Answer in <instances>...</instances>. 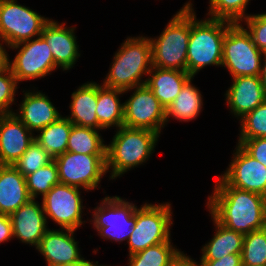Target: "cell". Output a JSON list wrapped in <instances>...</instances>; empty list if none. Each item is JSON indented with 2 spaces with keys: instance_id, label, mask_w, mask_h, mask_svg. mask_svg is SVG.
<instances>
[{
  "instance_id": "2e32d148",
  "label": "cell",
  "mask_w": 266,
  "mask_h": 266,
  "mask_svg": "<svg viewBox=\"0 0 266 266\" xmlns=\"http://www.w3.org/2000/svg\"><path fill=\"white\" fill-rule=\"evenodd\" d=\"M9 217L12 224L13 237L19 240V243L33 246L36 249L49 229L42 202L39 203L37 199H31Z\"/></svg>"
},
{
  "instance_id": "7bdbcfd3",
  "label": "cell",
  "mask_w": 266,
  "mask_h": 266,
  "mask_svg": "<svg viewBox=\"0 0 266 266\" xmlns=\"http://www.w3.org/2000/svg\"><path fill=\"white\" fill-rule=\"evenodd\" d=\"M260 79H261L262 84L264 85V87L266 89V52L263 53V56H262Z\"/></svg>"
},
{
  "instance_id": "74e56055",
  "label": "cell",
  "mask_w": 266,
  "mask_h": 266,
  "mask_svg": "<svg viewBox=\"0 0 266 266\" xmlns=\"http://www.w3.org/2000/svg\"><path fill=\"white\" fill-rule=\"evenodd\" d=\"M204 266H241V253L229 254L215 261H202Z\"/></svg>"
},
{
  "instance_id": "ac0fdd59",
  "label": "cell",
  "mask_w": 266,
  "mask_h": 266,
  "mask_svg": "<svg viewBox=\"0 0 266 266\" xmlns=\"http://www.w3.org/2000/svg\"><path fill=\"white\" fill-rule=\"evenodd\" d=\"M76 230L49 228L35 249L43 256L46 266H58L82 260L78 241L75 240Z\"/></svg>"
},
{
  "instance_id": "8d00e7d4",
  "label": "cell",
  "mask_w": 266,
  "mask_h": 266,
  "mask_svg": "<svg viewBox=\"0 0 266 266\" xmlns=\"http://www.w3.org/2000/svg\"><path fill=\"white\" fill-rule=\"evenodd\" d=\"M236 143L254 159L266 166V137L238 140Z\"/></svg>"
},
{
  "instance_id": "d4e9b609",
  "label": "cell",
  "mask_w": 266,
  "mask_h": 266,
  "mask_svg": "<svg viewBox=\"0 0 266 266\" xmlns=\"http://www.w3.org/2000/svg\"><path fill=\"white\" fill-rule=\"evenodd\" d=\"M215 227L213 237L201 248V261H215L226 255L242 253L244 234L227 229L210 216Z\"/></svg>"
},
{
  "instance_id": "44dd1931",
  "label": "cell",
  "mask_w": 266,
  "mask_h": 266,
  "mask_svg": "<svg viewBox=\"0 0 266 266\" xmlns=\"http://www.w3.org/2000/svg\"><path fill=\"white\" fill-rule=\"evenodd\" d=\"M31 199L25 177L13 165H0V214L11 215Z\"/></svg>"
},
{
  "instance_id": "ab89813d",
  "label": "cell",
  "mask_w": 266,
  "mask_h": 266,
  "mask_svg": "<svg viewBox=\"0 0 266 266\" xmlns=\"http://www.w3.org/2000/svg\"><path fill=\"white\" fill-rule=\"evenodd\" d=\"M200 262V263H199ZM172 266H204L202 261H196L189 255L182 251L180 255L174 260Z\"/></svg>"
},
{
  "instance_id": "3957f363",
  "label": "cell",
  "mask_w": 266,
  "mask_h": 266,
  "mask_svg": "<svg viewBox=\"0 0 266 266\" xmlns=\"http://www.w3.org/2000/svg\"><path fill=\"white\" fill-rule=\"evenodd\" d=\"M151 68L150 36H128L113 55L109 71L101 84L125 91L146 84L145 77L148 76Z\"/></svg>"
},
{
  "instance_id": "9a60e30c",
  "label": "cell",
  "mask_w": 266,
  "mask_h": 266,
  "mask_svg": "<svg viewBox=\"0 0 266 266\" xmlns=\"http://www.w3.org/2000/svg\"><path fill=\"white\" fill-rule=\"evenodd\" d=\"M65 23L51 18L40 36L50 46L56 66L66 72L75 66L81 52L75 35L76 26L67 27Z\"/></svg>"
},
{
  "instance_id": "484cf974",
  "label": "cell",
  "mask_w": 266,
  "mask_h": 266,
  "mask_svg": "<svg viewBox=\"0 0 266 266\" xmlns=\"http://www.w3.org/2000/svg\"><path fill=\"white\" fill-rule=\"evenodd\" d=\"M193 79L194 77L182 87L175 100L166 108V126L171 118L188 122L197 119L202 112L203 95L199 88L193 85Z\"/></svg>"
},
{
  "instance_id": "9c48e42d",
  "label": "cell",
  "mask_w": 266,
  "mask_h": 266,
  "mask_svg": "<svg viewBox=\"0 0 266 266\" xmlns=\"http://www.w3.org/2000/svg\"><path fill=\"white\" fill-rule=\"evenodd\" d=\"M62 184L81 188L86 192L100 188L107 174L106 155H88L66 151L53 158Z\"/></svg>"
},
{
  "instance_id": "1f68e13d",
  "label": "cell",
  "mask_w": 266,
  "mask_h": 266,
  "mask_svg": "<svg viewBox=\"0 0 266 266\" xmlns=\"http://www.w3.org/2000/svg\"><path fill=\"white\" fill-rule=\"evenodd\" d=\"M251 0H209L207 17L240 23L250 14L246 13Z\"/></svg>"
},
{
  "instance_id": "277c9868",
  "label": "cell",
  "mask_w": 266,
  "mask_h": 266,
  "mask_svg": "<svg viewBox=\"0 0 266 266\" xmlns=\"http://www.w3.org/2000/svg\"><path fill=\"white\" fill-rule=\"evenodd\" d=\"M194 4L190 3V37L187 48V72L195 77L207 66L222 67L223 40L233 24L222 19L199 20Z\"/></svg>"
},
{
  "instance_id": "e0dca14e",
  "label": "cell",
  "mask_w": 266,
  "mask_h": 266,
  "mask_svg": "<svg viewBox=\"0 0 266 266\" xmlns=\"http://www.w3.org/2000/svg\"><path fill=\"white\" fill-rule=\"evenodd\" d=\"M231 79L232 84L224 96L228 110L239 120L265 102L266 89L260 76H240Z\"/></svg>"
},
{
  "instance_id": "cb8c5ba5",
  "label": "cell",
  "mask_w": 266,
  "mask_h": 266,
  "mask_svg": "<svg viewBox=\"0 0 266 266\" xmlns=\"http://www.w3.org/2000/svg\"><path fill=\"white\" fill-rule=\"evenodd\" d=\"M125 95L123 90L110 88L97 83L96 115L98 118V130L115 129L123 126L124 103L120 96Z\"/></svg>"
},
{
  "instance_id": "e575fe53",
  "label": "cell",
  "mask_w": 266,
  "mask_h": 266,
  "mask_svg": "<svg viewBox=\"0 0 266 266\" xmlns=\"http://www.w3.org/2000/svg\"><path fill=\"white\" fill-rule=\"evenodd\" d=\"M19 83L9 67L0 71V115L12 114Z\"/></svg>"
},
{
  "instance_id": "f546056e",
  "label": "cell",
  "mask_w": 266,
  "mask_h": 266,
  "mask_svg": "<svg viewBox=\"0 0 266 266\" xmlns=\"http://www.w3.org/2000/svg\"><path fill=\"white\" fill-rule=\"evenodd\" d=\"M241 259L247 266H266V227L244 235Z\"/></svg>"
},
{
  "instance_id": "7c38bea8",
  "label": "cell",
  "mask_w": 266,
  "mask_h": 266,
  "mask_svg": "<svg viewBox=\"0 0 266 266\" xmlns=\"http://www.w3.org/2000/svg\"><path fill=\"white\" fill-rule=\"evenodd\" d=\"M130 91V97L124 102L123 126L147 129L160 135L166 127V109L146 84L125 90L124 93Z\"/></svg>"
},
{
  "instance_id": "836d02e7",
  "label": "cell",
  "mask_w": 266,
  "mask_h": 266,
  "mask_svg": "<svg viewBox=\"0 0 266 266\" xmlns=\"http://www.w3.org/2000/svg\"><path fill=\"white\" fill-rule=\"evenodd\" d=\"M52 161L53 157L34 140L13 166L26 177Z\"/></svg>"
},
{
  "instance_id": "ba28073f",
  "label": "cell",
  "mask_w": 266,
  "mask_h": 266,
  "mask_svg": "<svg viewBox=\"0 0 266 266\" xmlns=\"http://www.w3.org/2000/svg\"><path fill=\"white\" fill-rule=\"evenodd\" d=\"M263 52L252 41L240 23H233L225 34L222 49V68L231 78L260 76Z\"/></svg>"
},
{
  "instance_id": "5bb4252c",
  "label": "cell",
  "mask_w": 266,
  "mask_h": 266,
  "mask_svg": "<svg viewBox=\"0 0 266 266\" xmlns=\"http://www.w3.org/2000/svg\"><path fill=\"white\" fill-rule=\"evenodd\" d=\"M231 162L219 176L230 186L266 197V166L249 155L239 144Z\"/></svg>"
},
{
  "instance_id": "4dcf8cb0",
  "label": "cell",
  "mask_w": 266,
  "mask_h": 266,
  "mask_svg": "<svg viewBox=\"0 0 266 266\" xmlns=\"http://www.w3.org/2000/svg\"><path fill=\"white\" fill-rule=\"evenodd\" d=\"M25 179L32 199L40 198V196L44 197L54 185L60 183L58 168L54 160L34 173L27 175Z\"/></svg>"
},
{
  "instance_id": "4fadbf2b",
  "label": "cell",
  "mask_w": 266,
  "mask_h": 266,
  "mask_svg": "<svg viewBox=\"0 0 266 266\" xmlns=\"http://www.w3.org/2000/svg\"><path fill=\"white\" fill-rule=\"evenodd\" d=\"M80 189L62 183L54 185L41 199L46 218H50L60 228L79 229L87 222L82 220L85 206Z\"/></svg>"
},
{
  "instance_id": "30bf717a",
  "label": "cell",
  "mask_w": 266,
  "mask_h": 266,
  "mask_svg": "<svg viewBox=\"0 0 266 266\" xmlns=\"http://www.w3.org/2000/svg\"><path fill=\"white\" fill-rule=\"evenodd\" d=\"M18 0H0V38L7 49L15 44L39 37L50 20Z\"/></svg>"
},
{
  "instance_id": "f35d334b",
  "label": "cell",
  "mask_w": 266,
  "mask_h": 266,
  "mask_svg": "<svg viewBox=\"0 0 266 266\" xmlns=\"http://www.w3.org/2000/svg\"><path fill=\"white\" fill-rule=\"evenodd\" d=\"M13 239V229L9 215L0 214V245Z\"/></svg>"
},
{
  "instance_id": "8992f818",
  "label": "cell",
  "mask_w": 266,
  "mask_h": 266,
  "mask_svg": "<svg viewBox=\"0 0 266 266\" xmlns=\"http://www.w3.org/2000/svg\"><path fill=\"white\" fill-rule=\"evenodd\" d=\"M171 202H145L135 210V225L127 240L128 256L171 240L173 211Z\"/></svg>"
},
{
  "instance_id": "7402d4cb",
  "label": "cell",
  "mask_w": 266,
  "mask_h": 266,
  "mask_svg": "<svg viewBox=\"0 0 266 266\" xmlns=\"http://www.w3.org/2000/svg\"><path fill=\"white\" fill-rule=\"evenodd\" d=\"M191 78L193 77L187 71L152 66L147 76L146 85L166 109Z\"/></svg>"
},
{
  "instance_id": "f1b7e54d",
  "label": "cell",
  "mask_w": 266,
  "mask_h": 266,
  "mask_svg": "<svg viewBox=\"0 0 266 266\" xmlns=\"http://www.w3.org/2000/svg\"><path fill=\"white\" fill-rule=\"evenodd\" d=\"M172 241L150 246L136 254L129 255L128 266H172L182 252Z\"/></svg>"
},
{
  "instance_id": "603a6c76",
  "label": "cell",
  "mask_w": 266,
  "mask_h": 266,
  "mask_svg": "<svg viewBox=\"0 0 266 266\" xmlns=\"http://www.w3.org/2000/svg\"><path fill=\"white\" fill-rule=\"evenodd\" d=\"M69 104L70 114L66 117L73 125L98 129V118L95 111L97 82L91 80L79 85L76 91L72 92Z\"/></svg>"
},
{
  "instance_id": "52a82bcc",
  "label": "cell",
  "mask_w": 266,
  "mask_h": 266,
  "mask_svg": "<svg viewBox=\"0 0 266 266\" xmlns=\"http://www.w3.org/2000/svg\"><path fill=\"white\" fill-rule=\"evenodd\" d=\"M137 205L120 196H108L90 210V224L104 241L118 242L128 240L135 225ZM93 211V212H91Z\"/></svg>"
},
{
  "instance_id": "d590c367",
  "label": "cell",
  "mask_w": 266,
  "mask_h": 266,
  "mask_svg": "<svg viewBox=\"0 0 266 266\" xmlns=\"http://www.w3.org/2000/svg\"><path fill=\"white\" fill-rule=\"evenodd\" d=\"M244 25H243V24ZM250 34L252 41L263 53L266 52V12L250 14L240 22Z\"/></svg>"
},
{
  "instance_id": "60d3db41",
  "label": "cell",
  "mask_w": 266,
  "mask_h": 266,
  "mask_svg": "<svg viewBox=\"0 0 266 266\" xmlns=\"http://www.w3.org/2000/svg\"><path fill=\"white\" fill-rule=\"evenodd\" d=\"M6 43L0 38V71L8 67V50Z\"/></svg>"
},
{
  "instance_id": "8fae6325",
  "label": "cell",
  "mask_w": 266,
  "mask_h": 266,
  "mask_svg": "<svg viewBox=\"0 0 266 266\" xmlns=\"http://www.w3.org/2000/svg\"><path fill=\"white\" fill-rule=\"evenodd\" d=\"M9 49L17 51L13 59L8 58V67L18 83L47 77L59 69L50 46L41 36L15 44Z\"/></svg>"
},
{
  "instance_id": "d6a6232c",
  "label": "cell",
  "mask_w": 266,
  "mask_h": 266,
  "mask_svg": "<svg viewBox=\"0 0 266 266\" xmlns=\"http://www.w3.org/2000/svg\"><path fill=\"white\" fill-rule=\"evenodd\" d=\"M238 140L266 137V100L239 119Z\"/></svg>"
},
{
  "instance_id": "4316f807",
  "label": "cell",
  "mask_w": 266,
  "mask_h": 266,
  "mask_svg": "<svg viewBox=\"0 0 266 266\" xmlns=\"http://www.w3.org/2000/svg\"><path fill=\"white\" fill-rule=\"evenodd\" d=\"M72 126L73 124L65 115L61 116L57 121L34 134V140L55 158L66 152Z\"/></svg>"
},
{
  "instance_id": "5b68a950",
  "label": "cell",
  "mask_w": 266,
  "mask_h": 266,
  "mask_svg": "<svg viewBox=\"0 0 266 266\" xmlns=\"http://www.w3.org/2000/svg\"><path fill=\"white\" fill-rule=\"evenodd\" d=\"M191 1L172 16L159 36L150 37L153 67L187 71Z\"/></svg>"
},
{
  "instance_id": "6da1fadb",
  "label": "cell",
  "mask_w": 266,
  "mask_h": 266,
  "mask_svg": "<svg viewBox=\"0 0 266 266\" xmlns=\"http://www.w3.org/2000/svg\"><path fill=\"white\" fill-rule=\"evenodd\" d=\"M211 193L206 208L227 229L245 235L266 227V197L234 188L219 175Z\"/></svg>"
},
{
  "instance_id": "b9f144b4",
  "label": "cell",
  "mask_w": 266,
  "mask_h": 266,
  "mask_svg": "<svg viewBox=\"0 0 266 266\" xmlns=\"http://www.w3.org/2000/svg\"><path fill=\"white\" fill-rule=\"evenodd\" d=\"M99 261H91V260H87L85 258H83L80 261L77 262H72V263H66V264H61L58 266H108L105 264H98ZM110 266V265H109Z\"/></svg>"
},
{
  "instance_id": "ffe728a7",
  "label": "cell",
  "mask_w": 266,
  "mask_h": 266,
  "mask_svg": "<svg viewBox=\"0 0 266 266\" xmlns=\"http://www.w3.org/2000/svg\"><path fill=\"white\" fill-rule=\"evenodd\" d=\"M34 141V134L12 114L0 115V165H13Z\"/></svg>"
},
{
  "instance_id": "83f0119b",
  "label": "cell",
  "mask_w": 266,
  "mask_h": 266,
  "mask_svg": "<svg viewBox=\"0 0 266 266\" xmlns=\"http://www.w3.org/2000/svg\"><path fill=\"white\" fill-rule=\"evenodd\" d=\"M100 131L103 130L73 125L66 151L88 155H106L107 144L99 133Z\"/></svg>"
},
{
  "instance_id": "7a4b0ae2",
  "label": "cell",
  "mask_w": 266,
  "mask_h": 266,
  "mask_svg": "<svg viewBox=\"0 0 266 266\" xmlns=\"http://www.w3.org/2000/svg\"><path fill=\"white\" fill-rule=\"evenodd\" d=\"M106 147V171L115 180L146 164L155 151L160 135L147 129L121 126Z\"/></svg>"
},
{
  "instance_id": "d6986e66",
  "label": "cell",
  "mask_w": 266,
  "mask_h": 266,
  "mask_svg": "<svg viewBox=\"0 0 266 266\" xmlns=\"http://www.w3.org/2000/svg\"><path fill=\"white\" fill-rule=\"evenodd\" d=\"M23 89V99L14 114L34 134L57 121L62 115L43 91ZM16 111V112H15Z\"/></svg>"
}]
</instances>
